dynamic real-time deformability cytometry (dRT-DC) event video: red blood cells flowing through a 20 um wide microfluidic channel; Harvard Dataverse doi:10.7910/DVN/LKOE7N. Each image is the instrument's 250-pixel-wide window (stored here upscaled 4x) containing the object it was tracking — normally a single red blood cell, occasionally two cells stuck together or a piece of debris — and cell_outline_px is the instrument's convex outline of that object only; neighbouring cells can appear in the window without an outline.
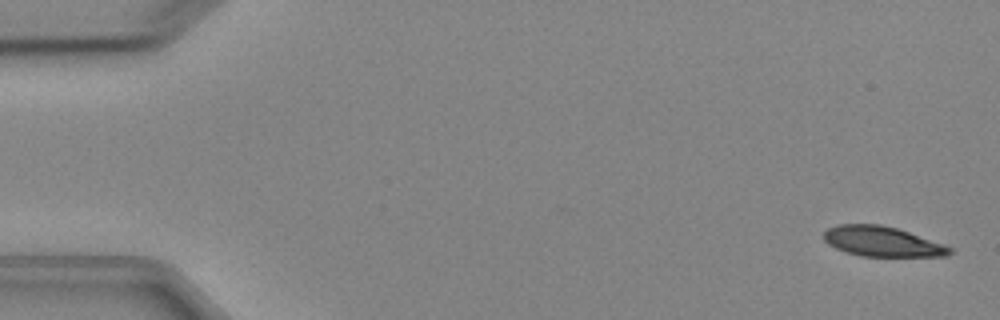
{"species": "Egyptian fruit bat (a non-hibernating species)", "species_latin": "Rousettus aegyptiacus", "temperature_condition": "cold", "stored_images_in_passage": 9, "camera_frame_rate_fps": 3000, "um_per_image_px": 0.085, "animal": {"sex": "female"}, "frame": {"image": 1, "passage_image": 1, "time_ms": 0.0, "image_size_px": [1000, 320], "cell_outline_px": [[952, 252], [948, 256], [860, 256], [836, 248], [828, 244], [824, 240], [824, 232], [828, 228], [836, 224], [880, 224], [896, 228], [944, 244], [952, 248]], "centroid_in_image_um": [74.97, 20.52], "position_along_channel_um": 10.0, "area_um2": 21.91}}
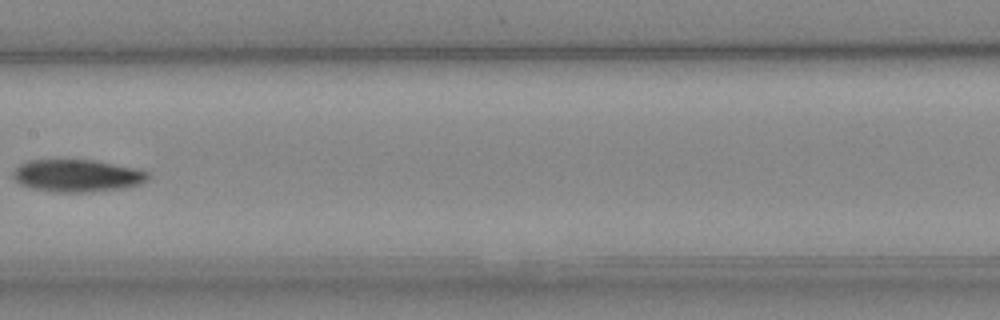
{"frame": {"image": 2, "passage_image": 8, "time_ms": 8.333, "image_size_px": [1000, 320], "cell_outline_px": [[152, 176], [148, 180], [140, 184], [124, 188], [84, 192], [52, 192], [28, 188], [20, 184], [12, 176], [12, 172], [20, 164], [28, 160], [92, 160], [136, 168], [148, 172]], "centroid_in_image_um": [6.55, 14.94], "position_along_channel_um": 200.8, "area_um2": 25.61}}
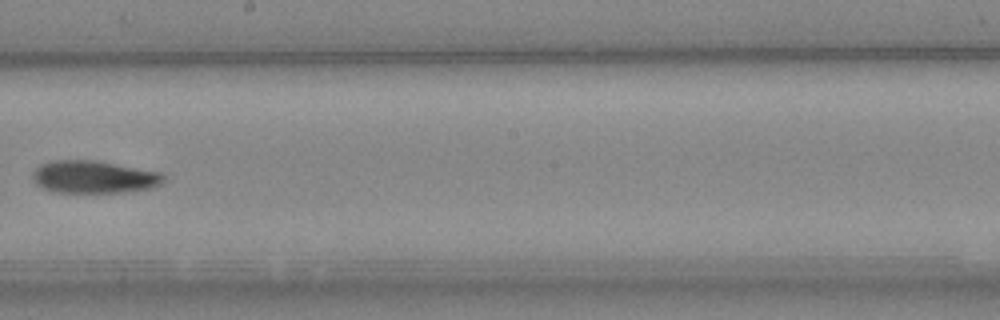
{"frame": {"image": 3, "passage_image": 9, "time_ms": 9.333, "image_size_px": [1000, 320], "cell_outline_px": [[164, 180], [160, 184], [152, 188], [128, 192], [56, 192], [44, 188], [36, 184], [32, 176], [32, 172], [40, 164], [52, 160], [96, 160], [160, 172], [164, 176]], "centroid_in_image_um": [7.97, 15.03], "position_along_channel_um": 240.2, "area_um2": 24.85}}